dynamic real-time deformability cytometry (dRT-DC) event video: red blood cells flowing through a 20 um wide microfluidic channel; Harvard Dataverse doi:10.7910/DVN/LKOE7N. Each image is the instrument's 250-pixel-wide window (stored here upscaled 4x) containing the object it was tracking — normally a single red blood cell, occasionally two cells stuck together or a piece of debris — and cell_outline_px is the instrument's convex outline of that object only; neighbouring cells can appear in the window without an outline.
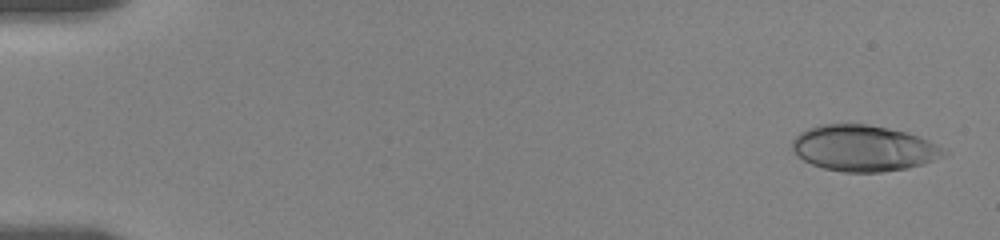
{"species": "human", "species_latin": "Homo sapiens", "temperature_condition": "room temperature", "stored_images_in_passage": 4, "camera_frame_rate_fps": 3000, "um_per_image_px": 0.085, "donor": {"sex": "female"}, "frame": {"image": 1, "passage_image": 2, "time_ms": 0.333, "image_size_px": [1000, 240], "cell_outline_px": [[948, 152], [924, 164], [908, 168], [880, 172], [844, 172], [824, 168], [812, 164], [804, 160], [792, 148], [792, 140], [800, 132], [808, 128], [820, 124], [868, 124], [908, 132], [920, 136], [944, 148]], "centroid_in_image_um": [73.41, 12.59], "position_along_channel_um": 11.6, "area_um2": 40.52}}